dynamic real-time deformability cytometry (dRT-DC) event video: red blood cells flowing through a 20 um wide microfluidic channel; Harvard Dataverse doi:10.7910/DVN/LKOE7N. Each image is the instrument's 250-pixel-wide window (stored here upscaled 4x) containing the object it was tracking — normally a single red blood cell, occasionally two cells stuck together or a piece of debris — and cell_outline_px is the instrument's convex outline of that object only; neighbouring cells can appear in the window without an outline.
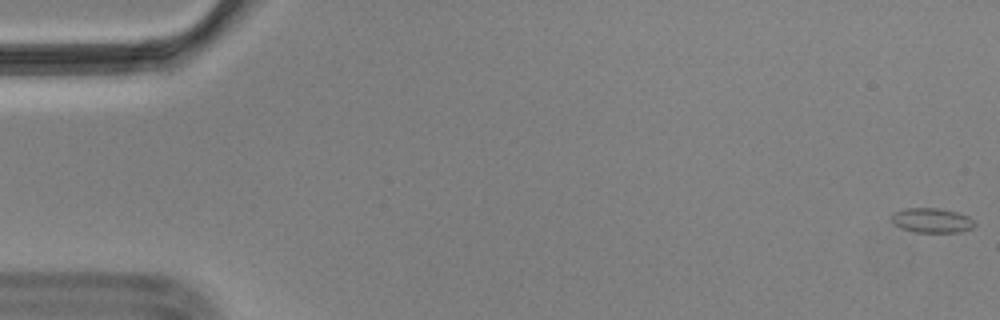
{"species": "Egyptian fruit bat (a non-hibernating species)", "species_latin": "Rousettus aegyptiacus", "temperature_condition": "cold", "stored_images_in_passage": 58, "camera_frame_rate_fps": 3000, "um_per_image_px": 0.085, "animal": {"sex": "male"}, "frame": {"image": 1, "passage_image": 1, "time_ms": 0.0, "image_size_px": [1000, 320], "cell_outline_px": [[976, 224], [972, 228], [960, 232], [916, 232], [900, 228], [888, 220], [888, 216], [892, 212], [904, 208], [936, 208], [956, 212], [968, 216]], "centroid_in_image_um": [79.11, 18.73], "position_along_channel_um": 5.9, "area_um2": 12.14}}
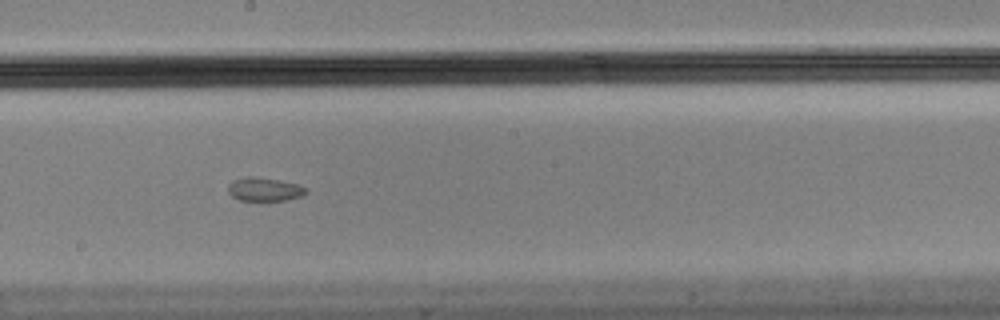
{"frame": {"image": 2, "passage_image": 32, "time_ms": 10.333, "image_size_px": [1000, 320], "cell_outline_px": [[308, 192], [300, 196], [284, 200], [240, 200], [232, 196], [228, 192], [228, 184], [232, 180], [248, 176], [252, 176], [276, 180], [296, 184], [308, 188]], "centroid_in_image_um": [22.45, 16.09], "position_along_channel_um": 225.8, "area_um2": 10.52}}
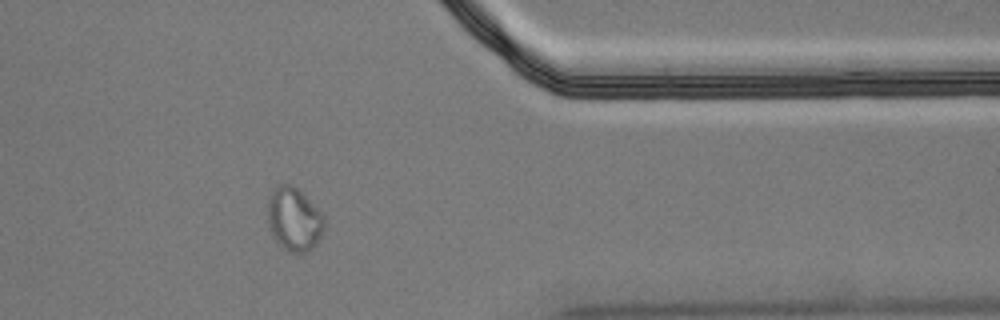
{"frame": {"image": 3, "passage_image": 47, "time_ms": 15.333, "image_size_px": [1000, 320], "cell_outline_px": [[324, 228], [316, 244], [312, 248], [304, 252], [288, 252], [272, 236], [268, 228], [268, 196], [280, 184], [292, 184], [300, 188], [324, 216]], "centroid_in_image_um": [24.99, 18.61], "position_along_channel_um": 386.4, "area_um2": 21.04}}